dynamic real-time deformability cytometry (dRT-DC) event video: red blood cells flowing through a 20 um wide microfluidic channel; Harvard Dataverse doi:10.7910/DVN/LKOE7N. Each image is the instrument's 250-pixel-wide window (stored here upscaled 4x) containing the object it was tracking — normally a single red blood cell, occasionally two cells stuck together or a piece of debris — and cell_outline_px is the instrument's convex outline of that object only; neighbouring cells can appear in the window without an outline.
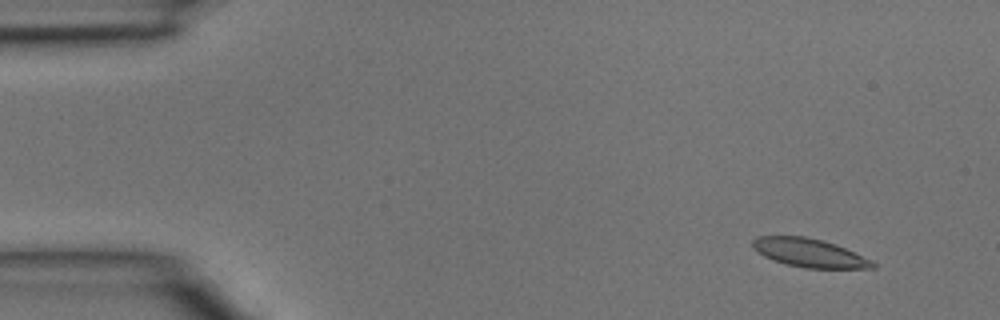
{"species": "common noctule bat (a hibernating species)", "species_latin": "Nyctalus noctula", "temperature_condition": "room temperature", "stored_images_in_passage": 4, "camera_frame_rate_fps": 3000, "um_per_image_px": 0.085, "animal": {"sex": "male", "body_mass_g": 15.6}, "frame": {"image": 1, "passage_image": 1, "time_ms": 0.0, "image_size_px": [1000, 320], "cell_outline_px": [[876, 268], [804, 268], [788, 264], [764, 256], [752, 248], [752, 240], [756, 236], [804, 236], [836, 244], [872, 260], [876, 264]], "centroid_in_image_um": [68.79, 21.49], "position_along_channel_um": 16.2, "area_um2": 19.77}}
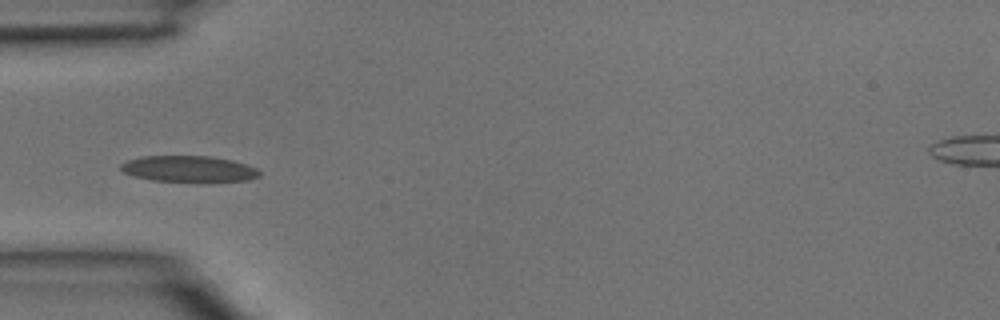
{"frame": {"image": 2, "passage_image": 4, "time_ms": 1.0, "image_size_px": [1000, 320], "cell_outline_px": [[260, 176], [248, 180], [152, 180], [136, 176], [124, 172], [120, 168], [120, 164], [128, 160], [144, 156], [212, 156], [232, 160], [248, 164], [256, 168], [260, 172]], "centroid_in_image_um": [16.06, 14.32], "position_along_channel_um": 68.9, "area_um2": 20.52}}